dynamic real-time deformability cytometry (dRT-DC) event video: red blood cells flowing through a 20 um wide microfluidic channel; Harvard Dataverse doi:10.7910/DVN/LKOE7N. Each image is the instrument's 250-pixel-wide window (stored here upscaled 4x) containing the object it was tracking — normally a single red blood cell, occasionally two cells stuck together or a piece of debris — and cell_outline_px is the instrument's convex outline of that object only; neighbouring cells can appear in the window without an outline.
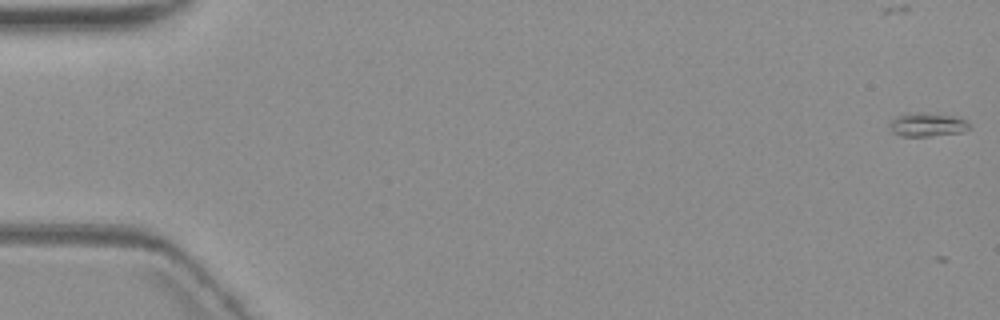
{"species": "common noctule bat (a hibernating species)", "species_latin": "Nyctalus noctula", "temperature_condition": "warm", "stored_images_in_passage": 7, "camera_frame_rate_fps": 3000, "um_per_image_px": 0.085, "animal": {"sex": "female", "body_mass_g": 19.3, "forearm_length_mm": 54.1}, "frame": {"image": 1, "passage_image": 1, "time_ms": 0.0, "image_size_px": [1000, 320], "cell_outline_px": [[968, 128], [964, 132], [928, 136], [904, 136], [892, 132], [888, 128], [888, 124], [896, 116], [924, 112], [956, 116], [968, 120]], "centroid_in_image_um": [78.83, 10.59], "position_along_channel_um": 6.2, "area_um2": 10.98}}
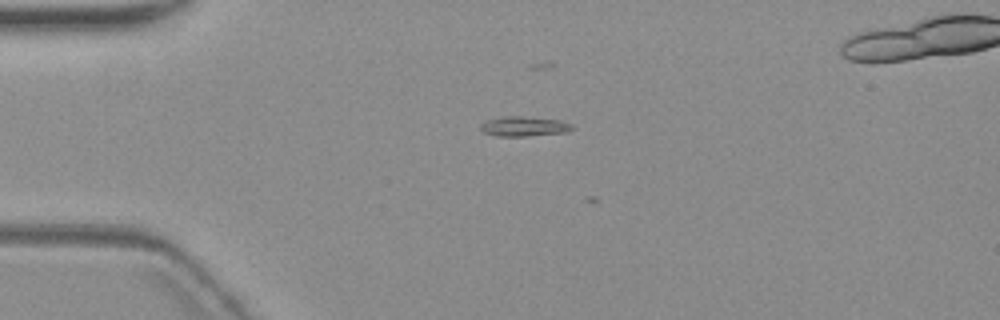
{"frame": {"image": 2, "passage_image": 5, "time_ms": 4.667, "image_size_px": [1000, 320], "cell_outline_px": [[572, 128], [568, 132], [524, 136], [496, 136], [484, 132], [480, 128], [480, 124], [484, 120], [504, 116], [524, 116], [560, 120], [572, 124]], "centroid_in_image_um": [44.51, 10.73], "position_along_channel_um": 40.5, "area_um2": 10.64}}